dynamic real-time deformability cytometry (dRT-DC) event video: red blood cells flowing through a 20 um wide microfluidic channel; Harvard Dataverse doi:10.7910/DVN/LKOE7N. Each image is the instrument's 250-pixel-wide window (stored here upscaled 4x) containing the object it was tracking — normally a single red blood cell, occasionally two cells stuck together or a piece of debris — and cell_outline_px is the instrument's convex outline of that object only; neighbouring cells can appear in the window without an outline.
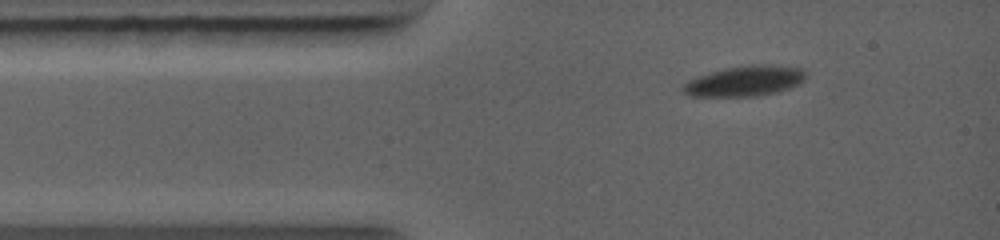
{"species": "common noctule bat (a hibernating species)", "species_latin": "Nyctalus noctula", "temperature_condition": "warm", "stored_images_in_passage": 60, "camera_frame_rate_fps": 5000, "um_per_image_px": 0.085, "animal": {"sex": "female", "body_mass_g": 19.0, "forearm_length_mm": 56.7}, "frame": {"image": 1, "passage_image": 1, "time_ms": 0.0, "image_size_px": [1000, 240], "cell_outline_px": [[808, 76], [804, 80], [788, 88], [776, 92], [756, 96], [688, 96], [680, 88], [688, 80], [696, 76], [724, 68], [752, 64], [772, 64], [804, 68]], "centroid_in_image_um": [63.31, 6.87], "position_along_channel_um": 21.7, "area_um2": 21.96}}
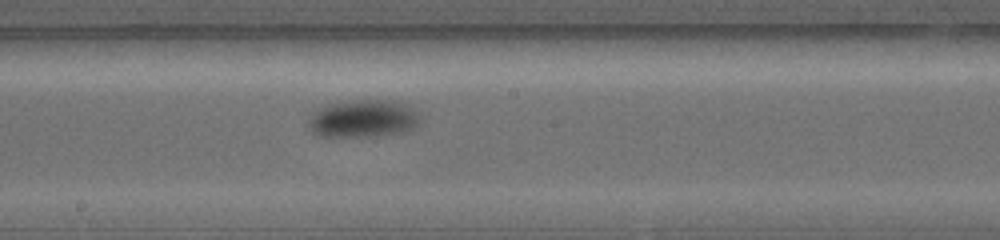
{"frame": {"image": 2, "passage_image": 26, "time_ms": 5.0, "image_size_px": [1000, 240], "cell_outline_px": [[420, 124], [412, 128], [400, 132], [372, 136], [320, 136], [312, 132], [308, 128], [308, 120], [316, 108], [328, 104], [352, 100], [392, 100], [408, 104], [420, 116]], "centroid_in_image_um": [30.85, 10.07], "position_along_channel_um": 217.4, "area_um2": 24.57}}
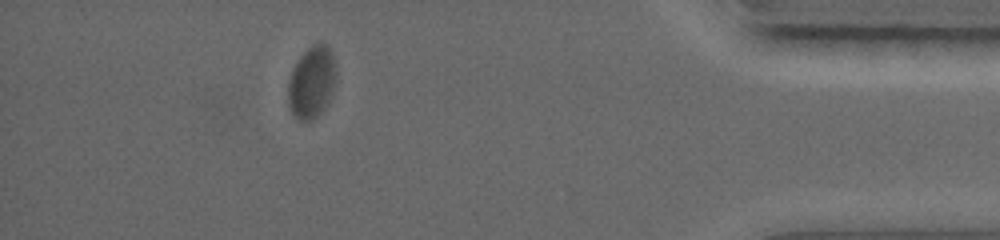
{"frame": {"image": 3, "passage_image": 52, "time_ms": 10.4, "image_size_px": [1000, 240], "cell_outline_px": [[336, 80], [332, 92], [324, 108], [312, 120], [296, 120], [288, 104], [288, 84], [292, 72], [300, 56], [312, 44], [328, 44], [332, 52], [336, 68]], "centroid_in_image_um": [26.51, 6.98], "position_along_channel_um": 408.7, "area_um2": 20.0}}